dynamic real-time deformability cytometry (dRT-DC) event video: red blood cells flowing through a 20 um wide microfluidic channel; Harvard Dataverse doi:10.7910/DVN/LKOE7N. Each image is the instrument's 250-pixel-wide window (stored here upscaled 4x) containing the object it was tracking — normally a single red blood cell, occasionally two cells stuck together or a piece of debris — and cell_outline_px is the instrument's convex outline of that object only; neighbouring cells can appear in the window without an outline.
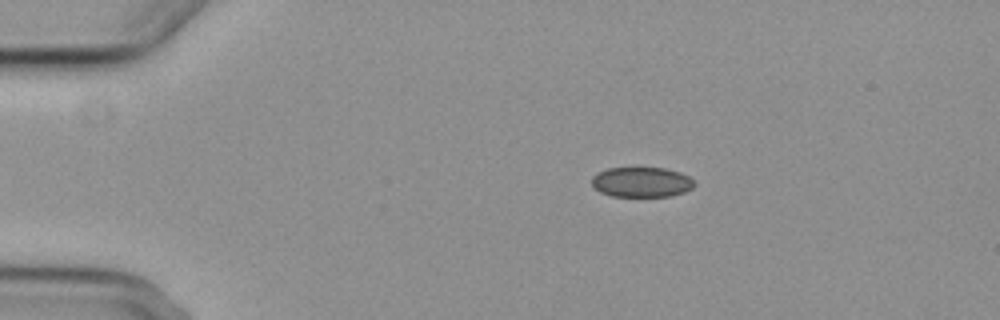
{"species": "common noctule bat (a hibernating species)", "species_latin": "Nyctalus noctula", "temperature_condition": "cold", "stored_images_in_passage": 5, "camera_frame_rate_fps": 3000, "um_per_image_px": 0.085, "animal": {"sex": "female", "body_mass_g": 29.2, "forearm_length_mm": 56.3}, "frame": {"image": 1, "passage_image": 5, "time_ms": 4.667, "image_size_px": [1000, 320], "cell_outline_px": [[696, 184], [692, 188], [684, 192], [668, 196], [612, 196], [600, 192], [592, 184], [592, 176], [596, 172], [608, 168], [664, 168], [680, 172], [688, 176]], "centroid_in_image_um": [54.52, 15.47], "position_along_channel_um": 30.5, "area_um2": 17.92}}